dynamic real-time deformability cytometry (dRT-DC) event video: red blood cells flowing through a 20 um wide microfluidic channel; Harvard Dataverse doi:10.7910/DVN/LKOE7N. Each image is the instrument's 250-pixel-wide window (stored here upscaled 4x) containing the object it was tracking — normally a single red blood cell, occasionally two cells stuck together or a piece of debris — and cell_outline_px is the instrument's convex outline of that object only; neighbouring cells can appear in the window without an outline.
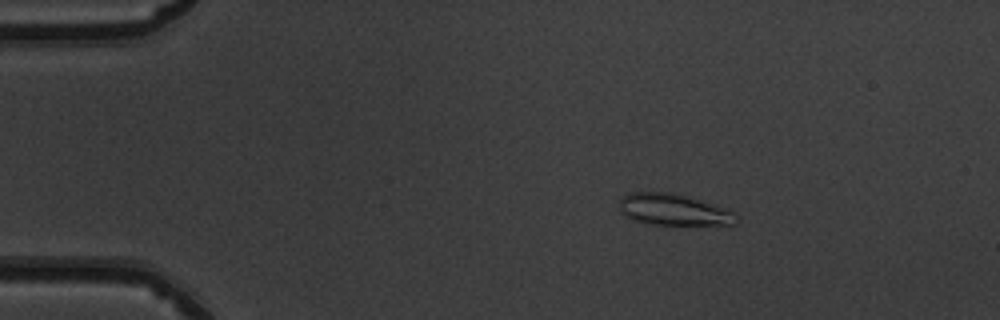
{"species": "common noctule bat (a hibernating species)", "species_latin": "Nyctalus noctula", "temperature_condition": "warm", "stored_images_in_passage": 50, "camera_frame_rate_fps": 3000, "um_per_image_px": 0.085, "animal": {"sex": "male", "body_mass_g": 19.5, "forearm_length_mm": 54.6}, "frame": {"image": 1, "passage_image": 8, "time_ms": 2.333, "image_size_px": [1000, 320], "cell_outline_px": [[736, 224], [652, 224], [632, 220], [624, 216], [620, 212], [620, 196], [628, 192], [672, 192], [728, 208], [736, 212]], "centroid_in_image_um": [57.21, 17.8], "position_along_channel_um": 27.8, "area_um2": 21.5}}
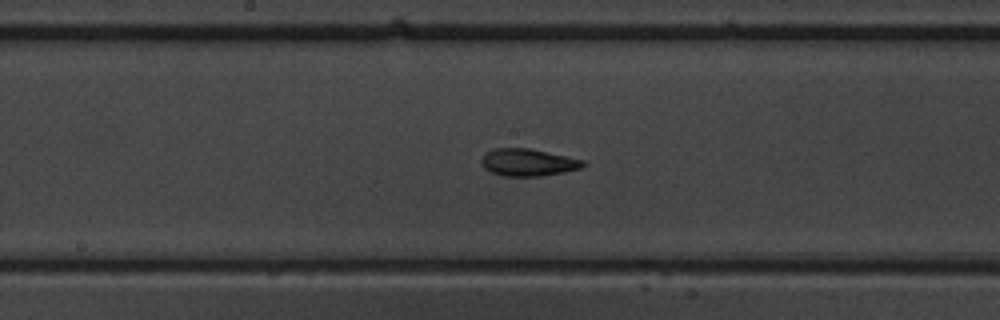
{"frame": {"image": 2, "passage_image": 26, "time_ms": 8.333, "image_size_px": [1000, 320], "cell_outline_px": [[588, 164], [580, 168], [540, 176], [500, 176], [484, 168], [480, 164], [480, 160], [484, 152], [492, 148], [528, 148], [584, 160]], "centroid_in_image_um": [44.81, 13.79], "position_along_channel_um": 203.4, "area_um2": 16.18}}
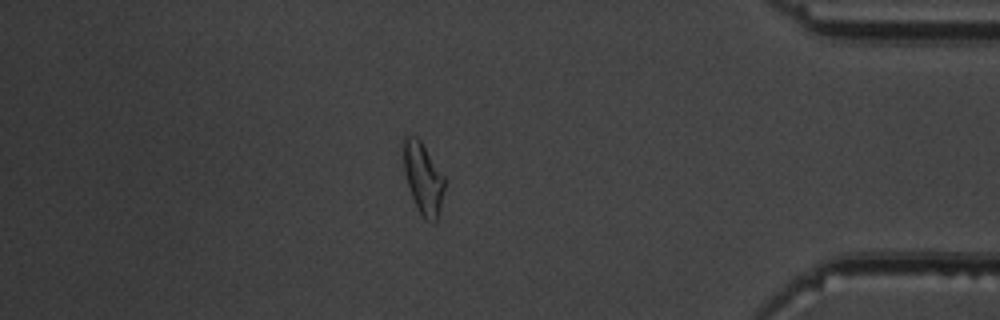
{"frame": {"image": 3, "passage_image": 43, "time_ms": 14.0, "image_size_px": [1000, 320], "cell_outline_px": [[444, 188], [440, 208], [436, 220], [432, 224], [416, 208], [404, 172], [404, 136], [416, 136], [420, 140], [444, 176]], "centroid_in_image_um": [35.97, 15.16], "position_along_channel_um": 399.2, "area_um2": 16.59}, "authors_computed_cell_mechanics": {"area_um2": 16.6753, "velocity_mm_per_s": 4.0464, "shape_relaxation_time_tau1_ms": null, "shape_relaxation_time_tau2_ms": 1.4782, "deformation_change_tau1": null, "deformation_change_tau2": 0.0819}}